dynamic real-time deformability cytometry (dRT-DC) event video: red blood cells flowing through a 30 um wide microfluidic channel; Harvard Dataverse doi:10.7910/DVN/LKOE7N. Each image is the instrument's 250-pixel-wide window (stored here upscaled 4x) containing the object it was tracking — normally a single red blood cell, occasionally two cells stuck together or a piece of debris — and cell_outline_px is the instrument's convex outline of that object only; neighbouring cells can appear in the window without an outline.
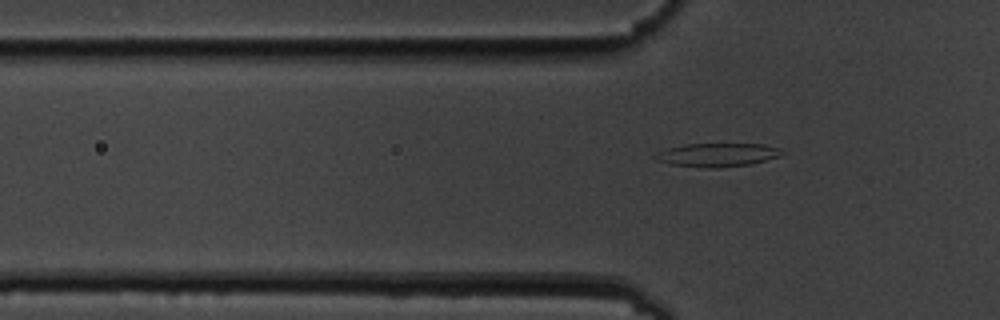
{"species": "common noctule bat (a hibernating species)", "species_latin": "Nyctalus noctula", "temperature_condition": "cold", "stored_images_in_passage": 7, "camera_frame_rate_fps": 3000, "um_per_image_px": 0.085, "animal": {"sex": "male", "body_mass_g": 19.5, "forearm_length_mm": 54.6}, "frame": {"image": 1, "passage_image": 6, "time_ms": 6.667, "image_size_px": [1000, 320], "cell_outline_px": [[788, 152], [780, 156], [752, 164], [712, 168], [708, 168], [672, 164], [656, 160], [652, 156], [668, 148], [684, 144], [764, 144]], "centroid_in_image_um": [61.01, 13.16], "position_along_channel_um": 64.8, "area_um2": 17.22}}